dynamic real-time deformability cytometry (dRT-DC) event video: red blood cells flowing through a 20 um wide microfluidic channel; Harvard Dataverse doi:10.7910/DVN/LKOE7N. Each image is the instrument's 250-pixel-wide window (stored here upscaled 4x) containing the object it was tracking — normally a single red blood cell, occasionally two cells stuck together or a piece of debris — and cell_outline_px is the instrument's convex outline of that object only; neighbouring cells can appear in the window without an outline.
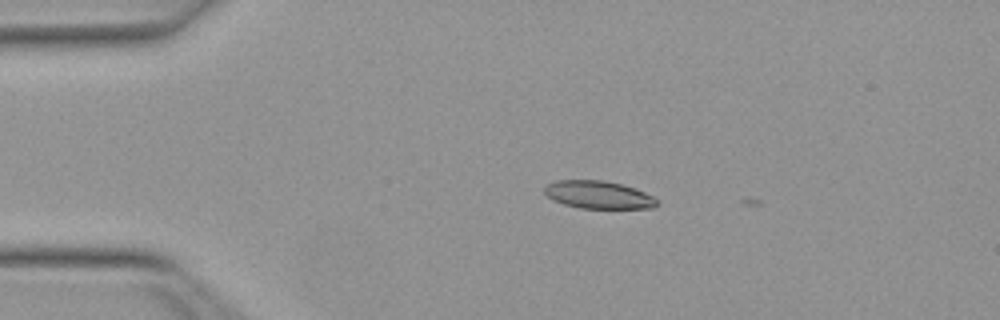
{"species": "Egyptian fruit bat (a non-hibernating species)", "species_latin": "Rousettus aegyptiacus", "temperature_condition": "warm", "stored_images_in_passage": 2, "camera_frame_rate_fps": 3000, "um_per_image_px": 0.085, "animal": {"sex": "female"}, "frame": {"image": 1, "passage_image": 1, "time_ms": 0.0, "image_size_px": [1000, 320], "cell_outline_px": [[660, 204], [652, 208], [580, 208], [564, 204], [552, 200], [544, 192], [544, 188], [548, 184], [556, 180], [604, 180], [620, 184], [644, 192], [660, 200]], "centroid_in_image_um": [50.87, 16.56], "position_along_channel_um": 34.1, "area_um2": 18.15}}